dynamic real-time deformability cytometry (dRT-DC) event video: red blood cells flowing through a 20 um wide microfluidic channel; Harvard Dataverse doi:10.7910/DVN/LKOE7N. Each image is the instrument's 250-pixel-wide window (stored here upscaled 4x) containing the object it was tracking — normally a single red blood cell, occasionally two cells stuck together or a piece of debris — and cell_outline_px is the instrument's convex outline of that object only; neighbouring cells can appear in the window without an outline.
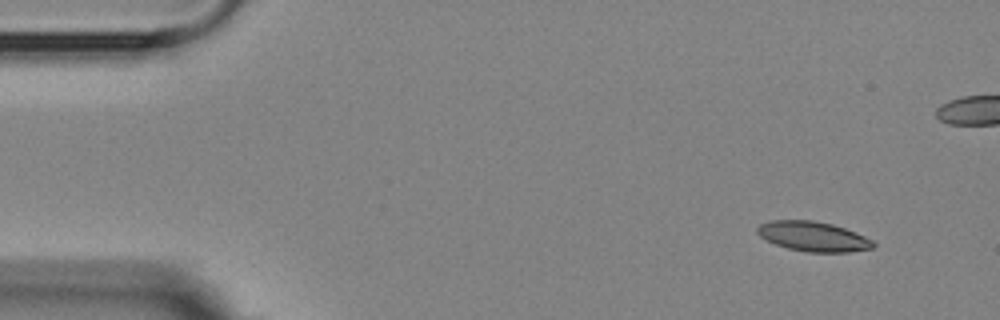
{"species": "Egyptian fruit bat (a non-hibernating species)", "species_latin": "Rousettus aegyptiacus", "temperature_condition": "room temperature", "stored_images_in_passage": 5, "camera_frame_rate_fps": 3000, "um_per_image_px": 0.085, "animal": {"sex": "female"}, "frame": {"image": 1, "passage_image": 1, "time_ms": 0.0, "image_size_px": [1000, 320], "cell_outline_px": [[876, 244], [872, 248], [848, 252], [808, 252], [788, 248], [776, 244], [760, 236], [756, 232], [756, 228], [760, 224], [772, 220], [812, 220], [832, 224], [856, 232], [872, 240]], "centroid_in_image_um": [69.12, 20.09], "position_along_channel_um": 15.9, "area_um2": 20.0}}